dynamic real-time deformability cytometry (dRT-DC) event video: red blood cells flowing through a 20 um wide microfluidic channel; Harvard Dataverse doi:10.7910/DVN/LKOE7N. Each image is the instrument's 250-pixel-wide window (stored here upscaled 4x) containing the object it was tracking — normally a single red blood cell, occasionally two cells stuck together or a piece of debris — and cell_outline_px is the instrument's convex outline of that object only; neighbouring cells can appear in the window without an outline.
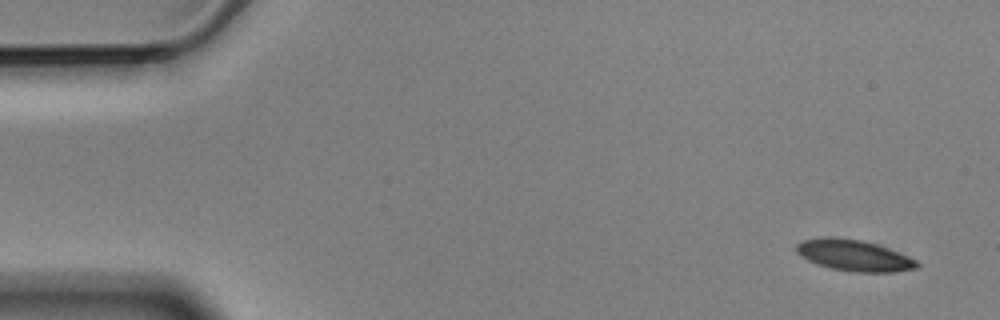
{"species": "Egyptian fruit bat (a non-hibernating species)", "species_latin": "Rousettus aegyptiacus", "temperature_condition": "cold", "stored_images_in_passage": 3, "camera_frame_rate_fps": 3000, "um_per_image_px": 0.085, "animal": {"sex": "male"}, "frame": {"image": 1, "passage_image": 1, "time_ms": 0.0, "image_size_px": [1000, 320], "cell_outline_px": [[920, 264], [916, 268], [892, 272], [852, 272], [832, 268], [816, 264], [800, 256], [796, 252], [796, 244], [804, 240], [824, 236], [832, 236], [860, 240], [876, 244], [888, 248], [916, 260]], "centroid_in_image_um": [72.55, 21.7], "position_along_channel_um": 12.5, "area_um2": 21.85}}